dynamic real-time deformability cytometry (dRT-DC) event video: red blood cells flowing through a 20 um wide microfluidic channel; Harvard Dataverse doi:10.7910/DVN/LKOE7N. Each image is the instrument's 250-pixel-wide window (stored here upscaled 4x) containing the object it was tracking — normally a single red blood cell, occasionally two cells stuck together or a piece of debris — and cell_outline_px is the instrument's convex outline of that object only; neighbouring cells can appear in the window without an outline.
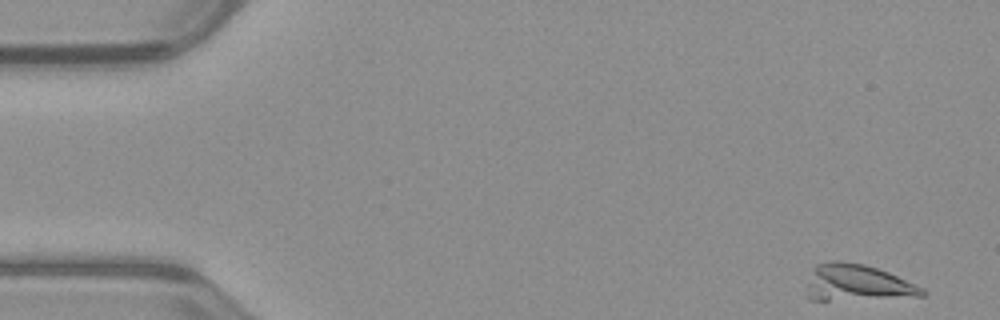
{"species": "common noctule bat (a hibernating species)", "species_latin": "Nyctalus noctula", "temperature_condition": "warm", "stored_images_in_passage": 51, "camera_frame_rate_fps": 3000, "um_per_image_px": 0.085, "animal": {"sex": "male", "body_mass_g": 23.1, "forearm_length_mm": 52.7}, "frame": {"image": 1, "passage_image": 1, "time_ms": 0.0, "image_size_px": [1000, 320], "cell_outline_px": [[928, 292], [924, 296], [828, 300], [808, 300], [804, 296], [812, 268], [816, 264], [832, 260], [840, 260], [864, 264], [888, 272], [924, 288]], "centroid_in_image_um": [72.8, 24.04], "position_along_channel_um": 12.2, "area_um2": 24.74}}